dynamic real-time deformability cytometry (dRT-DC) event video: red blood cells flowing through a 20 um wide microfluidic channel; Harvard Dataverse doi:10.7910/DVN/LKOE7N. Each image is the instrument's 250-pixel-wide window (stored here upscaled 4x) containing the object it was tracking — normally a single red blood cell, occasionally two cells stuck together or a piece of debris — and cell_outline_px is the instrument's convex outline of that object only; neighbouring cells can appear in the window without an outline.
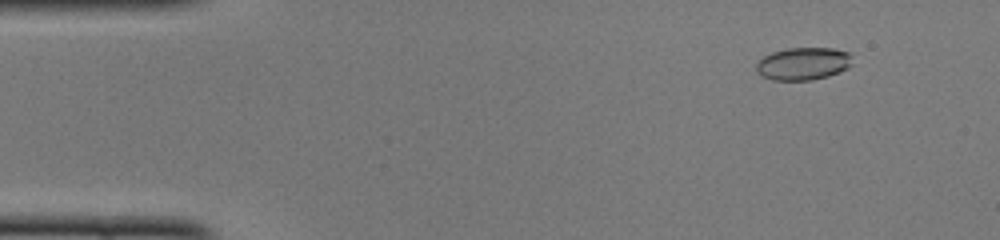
{"species": "common noctule bat (a hibernating species)", "species_latin": "Nyctalus noctula", "temperature_condition": "cold", "stored_images_in_passage": 49, "camera_frame_rate_fps": 3000, "um_per_image_px": 0.085, "animal": {"sex": "female", "body_mass_g": 22.0, "forearm_length_mm": 56.7}, "frame": {"image": 1, "passage_image": 5, "time_ms": 1.333, "image_size_px": [1000, 240], "cell_outline_px": [[852, 64], [848, 68], [840, 72], [828, 76], [812, 80], [772, 80], [760, 76], [756, 72], [756, 64], [764, 56], [772, 52], [788, 48], [832, 48], [848, 52], [852, 56]], "centroid_in_image_um": [68.27, 5.42], "position_along_channel_um": 16.7, "area_um2": 18.44}}
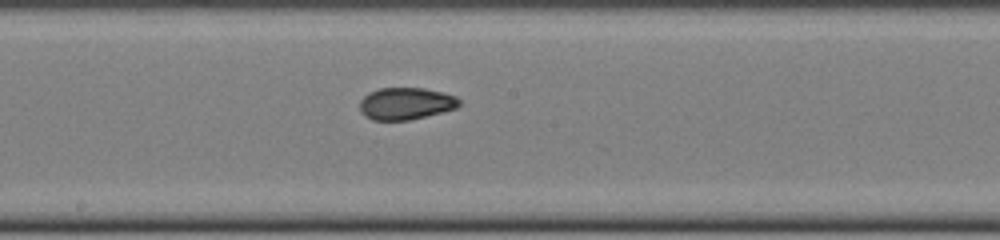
{"frame": {"image": 2, "passage_image": 26, "time_ms": 8.333, "image_size_px": [1000, 240], "cell_outline_px": [[460, 104], [456, 108], [408, 120], [372, 120], [364, 116], [360, 112], [360, 100], [368, 92], [380, 88], [424, 88], [456, 96], [460, 100]], "centroid_in_image_um": [34.45, 8.8], "position_along_channel_um": 213.7, "area_um2": 18.5}}
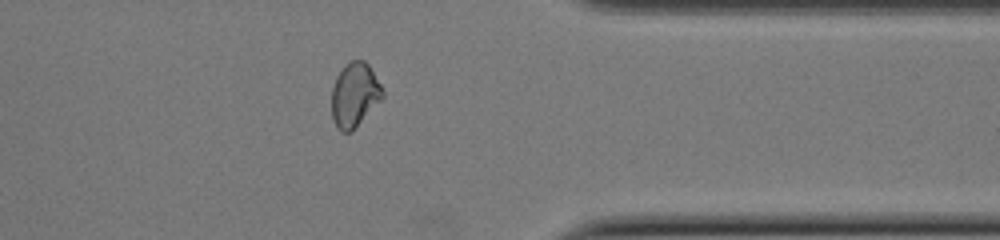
{"frame": {"image": 3, "passage_image": 39, "time_ms": 12.667, "image_size_px": [1000, 240], "cell_outline_px": [[384, 96], [352, 132], [340, 132], [336, 128], [332, 120], [332, 88], [336, 76], [344, 64], [348, 60], [364, 60], [368, 64], [380, 84], [384, 92]], "centroid_in_image_um": [30.12, 8.07], "position_along_channel_um": 381.3, "area_um2": 19.25}, "authors_computed_cell_mechanics": {"area_um2": 18.9584, "velocity_mm_per_s": 4.1131, "shape_relaxation_time_tau1_ms": 6.3318, "shape_relaxation_time_tau2_ms": 1.0562, "deformation_change_tau1": 0.147, "deformation_change_tau2": 0.0496}}